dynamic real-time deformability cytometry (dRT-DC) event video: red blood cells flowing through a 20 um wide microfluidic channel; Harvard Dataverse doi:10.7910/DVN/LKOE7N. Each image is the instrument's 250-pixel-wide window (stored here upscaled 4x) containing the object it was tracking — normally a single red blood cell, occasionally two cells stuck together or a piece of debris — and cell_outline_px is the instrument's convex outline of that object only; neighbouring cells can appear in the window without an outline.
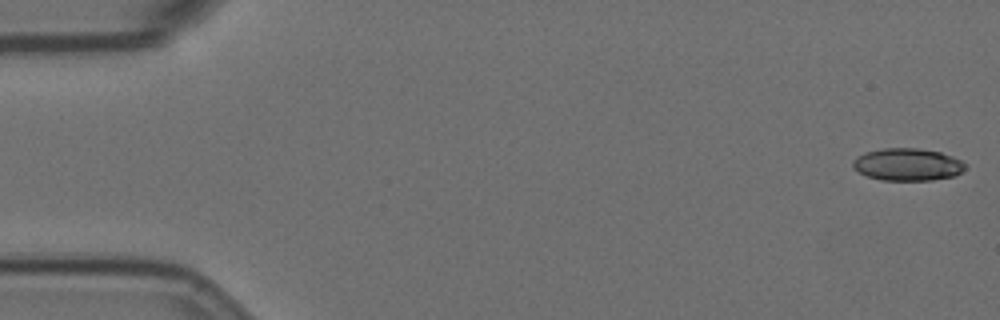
{"species": "Egyptian fruit bat (a non-hibernating species)", "species_latin": "Rousettus aegyptiacus", "temperature_condition": "room temperature", "stored_images_in_passage": 5, "camera_frame_rate_fps": 3000, "um_per_image_px": 0.085, "animal": {"sex": "female"}, "frame": {"image": 1, "passage_image": 1, "time_ms": 0.0, "image_size_px": [1000, 320], "cell_outline_px": [[968, 168], [964, 172], [952, 176], [932, 180], [880, 180], [868, 176], [852, 168], [852, 160], [856, 156], [864, 152], [884, 148], [920, 148], [940, 152], [952, 156], [968, 164]], "centroid_in_image_um": [77.16, 13.98], "position_along_channel_um": 7.8, "area_um2": 21.5}}
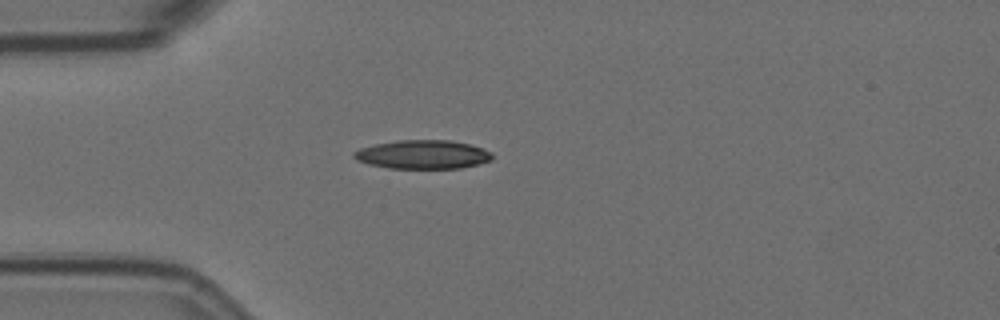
{"frame": {"image": 2, "passage_image": 5, "time_ms": 4.667, "image_size_px": [1000, 320], "cell_outline_px": [[492, 160], [460, 168], [388, 168], [368, 164], [356, 160], [352, 156], [352, 152], [360, 148], [376, 144], [396, 140], [452, 140], [468, 144], [492, 152]], "centroid_in_image_um": [35.89, 13.13], "position_along_channel_um": 49.1, "area_um2": 23.12}}